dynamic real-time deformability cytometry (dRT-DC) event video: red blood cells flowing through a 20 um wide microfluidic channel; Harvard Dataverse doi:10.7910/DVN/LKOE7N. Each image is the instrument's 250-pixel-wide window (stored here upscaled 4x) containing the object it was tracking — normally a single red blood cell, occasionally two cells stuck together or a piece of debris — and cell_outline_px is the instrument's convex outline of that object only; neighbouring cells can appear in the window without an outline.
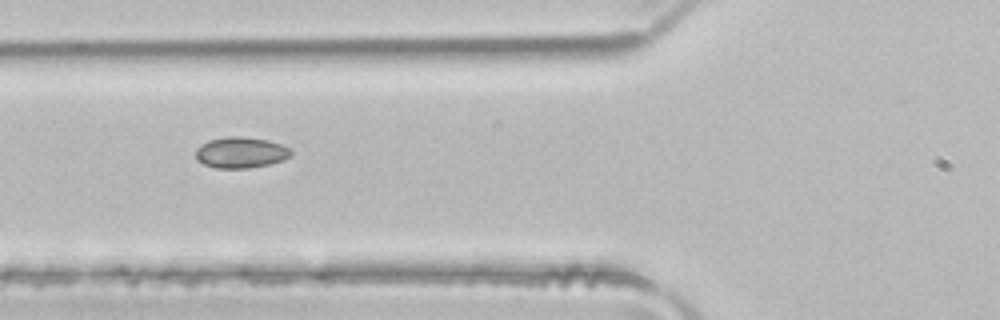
{"species": "common noctule bat (a hibernating species)", "species_latin": "Nyctalus noctula", "temperature_condition": "room temperature", "stored_images_in_passage": 4, "camera_frame_rate_fps": 3000, "um_per_image_px": 0.085, "animal": {"sex": "male", "body_mass_g": 21.5, "forearm_length_mm": 52.0}, "frame": {"image": 1, "passage_image": 4, "time_ms": 1.0, "image_size_px": [1000, 320], "cell_outline_px": [[292, 156], [284, 160], [268, 164], [248, 168], [216, 168], [204, 164], [196, 160], [196, 148], [200, 144], [208, 140], [228, 136], [240, 136], [268, 140], [280, 144], [288, 148], [292, 152]], "centroid_in_image_um": [20.45, 12.96], "position_along_channel_um": 105.4, "area_um2": 17.28}}